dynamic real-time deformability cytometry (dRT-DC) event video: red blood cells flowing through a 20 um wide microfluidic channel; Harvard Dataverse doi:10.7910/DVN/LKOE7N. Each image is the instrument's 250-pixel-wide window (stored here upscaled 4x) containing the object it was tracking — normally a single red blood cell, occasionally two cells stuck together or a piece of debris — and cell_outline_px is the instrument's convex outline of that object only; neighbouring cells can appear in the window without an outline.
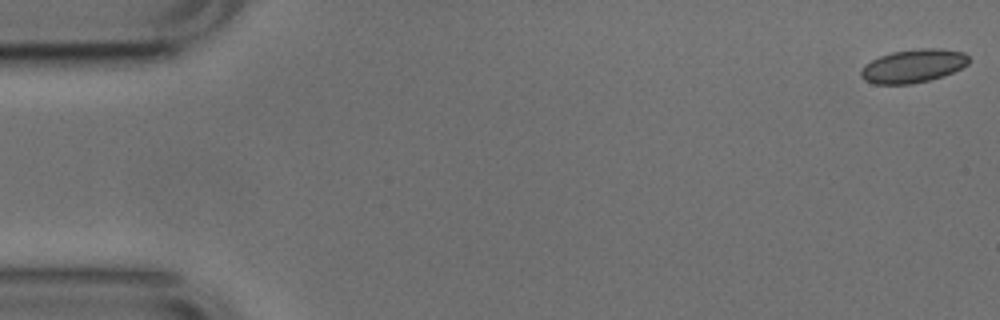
{"species": "common noctule bat (a hibernating species)", "species_latin": "Nyctalus noctula", "temperature_condition": "cold", "stored_images_in_passage": 6, "camera_frame_rate_fps": 3000, "um_per_image_px": 0.085, "animal": {"sex": "male", "body_mass_g": 17.9, "forearm_length_mm": 54.2}, "frame": {"image": 1, "passage_image": 1, "time_ms": 0.0, "image_size_px": [1000, 320], "cell_outline_px": [[968, 64], [944, 76], [912, 84], [876, 84], [864, 80], [860, 76], [860, 72], [864, 64], [880, 56], [892, 52], [920, 48], [940, 48], [964, 52], [968, 56]], "centroid_in_image_um": [77.61, 5.6], "position_along_channel_um": 7.4, "area_um2": 20.98}}